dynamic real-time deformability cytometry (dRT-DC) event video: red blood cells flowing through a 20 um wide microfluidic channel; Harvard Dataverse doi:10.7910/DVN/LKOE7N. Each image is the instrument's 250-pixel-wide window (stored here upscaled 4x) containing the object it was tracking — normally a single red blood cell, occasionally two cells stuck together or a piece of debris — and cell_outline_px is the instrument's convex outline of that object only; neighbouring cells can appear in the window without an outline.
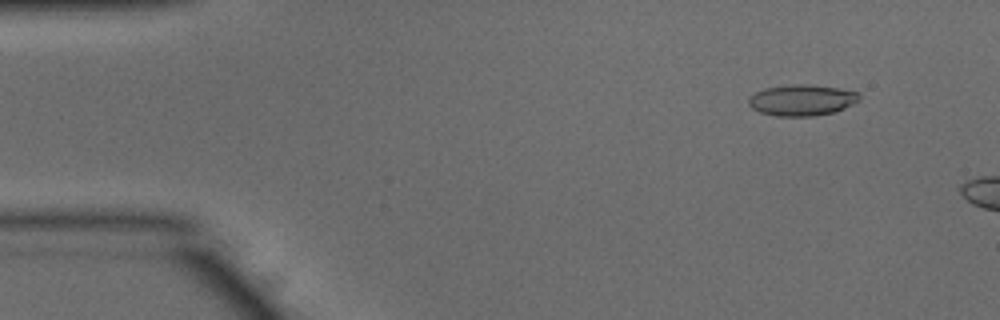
{"species": "common noctule bat (a hibernating species)", "species_latin": "Nyctalus noctula", "temperature_condition": "warm", "stored_images_in_passage": 11, "camera_frame_rate_fps": 3000, "um_per_image_px": 0.085, "animal": {"sex": "male", "body_mass_g": 15.6}, "frame": {"image": 1, "passage_image": 5, "time_ms": 1.333, "image_size_px": [1000, 320], "cell_outline_px": [[860, 100], [836, 112], [812, 116], [776, 116], [760, 112], [752, 108], [748, 104], [748, 96], [764, 88], [792, 84], [812, 84], [836, 88], [856, 92], [860, 96]], "centroid_in_image_um": [68.13, 8.51], "position_along_channel_um": 16.9, "area_um2": 20.11}}